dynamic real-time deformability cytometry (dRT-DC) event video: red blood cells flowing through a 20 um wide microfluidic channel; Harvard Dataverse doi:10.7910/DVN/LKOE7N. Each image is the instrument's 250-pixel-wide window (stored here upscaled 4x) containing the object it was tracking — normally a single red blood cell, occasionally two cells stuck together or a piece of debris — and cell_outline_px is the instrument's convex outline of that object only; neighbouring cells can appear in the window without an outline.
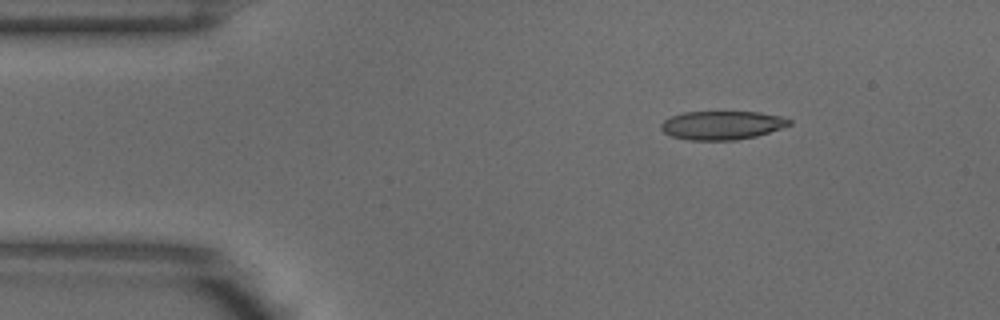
{"species": "common noctule bat (a hibernating species)", "species_latin": "Nyctalus noctula", "temperature_condition": "warm", "stored_images_in_passage": 2, "camera_frame_rate_fps": 3000, "um_per_image_px": 0.085, "animal": {"sex": "male", "body_mass_g": 18.8}, "frame": {"image": 1, "passage_image": 1, "time_ms": 0.0, "image_size_px": [1000, 320], "cell_outline_px": [[792, 124], [756, 136], [736, 140], [688, 140], [672, 136], [664, 132], [660, 128], [660, 124], [664, 120], [672, 116], [684, 112], [760, 112], [780, 116], [792, 120]], "centroid_in_image_um": [61.36, 10.64], "position_along_channel_um": 23.6, "area_um2": 21.33}}
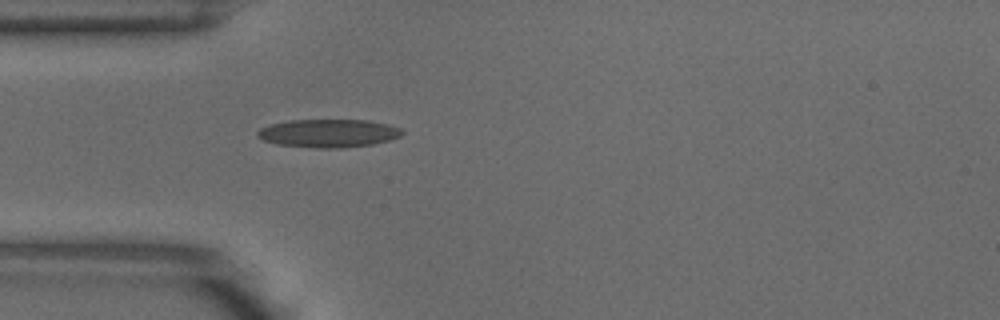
{"frame": {"image": 2, "passage_image": 2, "time_ms": 0.333, "image_size_px": [1000, 320], "cell_outline_px": [[404, 132], [400, 136], [388, 140], [372, 144], [340, 148], [316, 148], [276, 144], [264, 140], [256, 136], [256, 132], [260, 128], [272, 124], [288, 120], [368, 120], [388, 124], [400, 128]], "centroid_in_image_um": [27.9, 11.32], "position_along_channel_um": 57.1, "area_um2": 23.7}}